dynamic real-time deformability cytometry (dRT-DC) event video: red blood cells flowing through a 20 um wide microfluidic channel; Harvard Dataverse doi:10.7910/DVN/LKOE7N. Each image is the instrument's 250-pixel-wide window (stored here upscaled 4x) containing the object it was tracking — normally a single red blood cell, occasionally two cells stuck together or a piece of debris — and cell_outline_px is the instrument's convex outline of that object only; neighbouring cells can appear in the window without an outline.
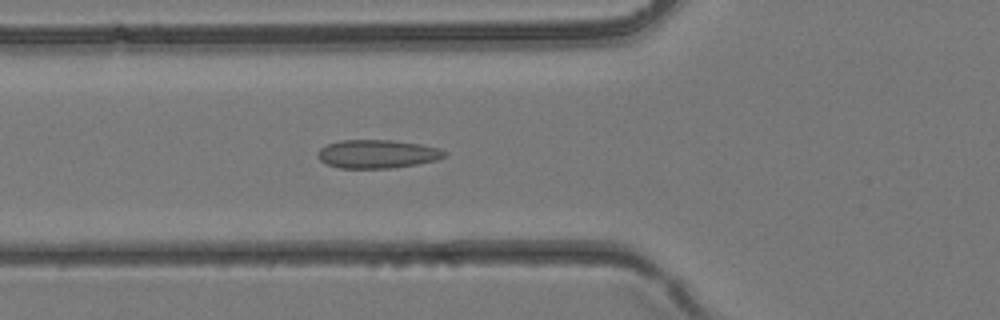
{"species": "common noctule bat (a hibernating species)", "species_latin": "Nyctalus noctula", "temperature_condition": "room temperature", "stored_images_in_passage": 27, "camera_frame_rate_fps": 3000, "um_per_image_px": 0.085, "animal": {"sex": "female", "body_mass_g": 24.6, "forearm_length_mm": 56.2}, "frame": {"image": 1, "passage_image": 4, "time_ms": 1.0, "image_size_px": [1000, 320], "cell_outline_px": [[448, 152], [444, 156], [436, 160], [416, 164], [388, 168], [340, 168], [328, 164], [320, 160], [316, 156], [320, 148], [328, 144], [340, 140], [392, 140], [420, 144], [440, 148]], "centroid_in_image_um": [32.06, 13.08], "position_along_channel_um": 93.7, "area_um2": 20.92}}
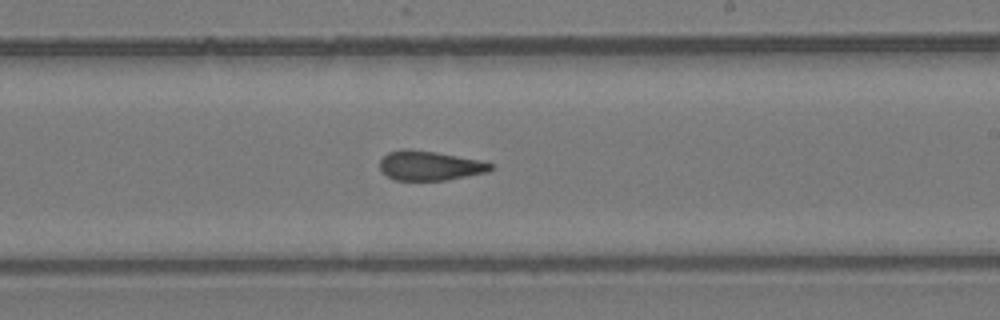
{"frame": {"image": 2, "passage_image": 13, "time_ms": 4.0, "image_size_px": [1000, 320], "cell_outline_px": [[492, 168], [488, 172], [444, 180], [396, 180], [388, 176], [380, 168], [380, 160], [388, 152], [404, 148], [408, 148], [436, 152], [480, 160], [492, 164]], "centroid_in_image_um": [36.51, 14.07], "position_along_channel_um": 252.5, "area_um2": 18.9}}
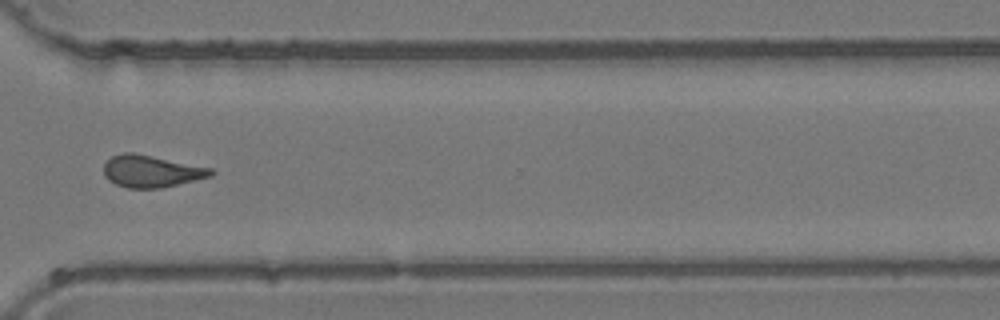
{"frame": {"image": 3, "passage_image": 19, "time_ms": 6.0, "image_size_px": [1000, 320], "cell_outline_px": [[216, 172], [212, 176], [160, 188], [128, 188], [116, 184], [108, 180], [104, 176], [104, 164], [112, 156], [124, 152], [132, 152], [212, 168]], "centroid_in_image_um": [12.86, 14.56], "position_along_channel_um": 357.7, "area_um2": 19.88}}